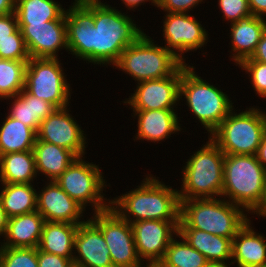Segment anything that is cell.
Here are the masks:
<instances>
[{"instance_id":"obj_45","label":"cell","mask_w":266,"mask_h":267,"mask_svg":"<svg viewBox=\"0 0 266 267\" xmlns=\"http://www.w3.org/2000/svg\"><path fill=\"white\" fill-rule=\"evenodd\" d=\"M104 0L101 2V0H74L73 3H71V6L76 7H89V6H97V5H106L108 3H103Z\"/></svg>"},{"instance_id":"obj_9","label":"cell","mask_w":266,"mask_h":267,"mask_svg":"<svg viewBox=\"0 0 266 267\" xmlns=\"http://www.w3.org/2000/svg\"><path fill=\"white\" fill-rule=\"evenodd\" d=\"M84 159L85 156L77 157L55 182L85 210L92 205L94 213L104 211L110 208V198H104L103 191L111 185L104 179L99 164Z\"/></svg>"},{"instance_id":"obj_40","label":"cell","mask_w":266,"mask_h":267,"mask_svg":"<svg viewBox=\"0 0 266 267\" xmlns=\"http://www.w3.org/2000/svg\"><path fill=\"white\" fill-rule=\"evenodd\" d=\"M243 61H259L266 64V31L262 34L253 55Z\"/></svg>"},{"instance_id":"obj_19","label":"cell","mask_w":266,"mask_h":267,"mask_svg":"<svg viewBox=\"0 0 266 267\" xmlns=\"http://www.w3.org/2000/svg\"><path fill=\"white\" fill-rule=\"evenodd\" d=\"M177 109H154V110H133L135 119L137 118L136 140L150 141L157 144L172 137L182 130L179 123Z\"/></svg>"},{"instance_id":"obj_41","label":"cell","mask_w":266,"mask_h":267,"mask_svg":"<svg viewBox=\"0 0 266 267\" xmlns=\"http://www.w3.org/2000/svg\"><path fill=\"white\" fill-rule=\"evenodd\" d=\"M249 8L252 16L266 17V0H249Z\"/></svg>"},{"instance_id":"obj_7","label":"cell","mask_w":266,"mask_h":267,"mask_svg":"<svg viewBox=\"0 0 266 267\" xmlns=\"http://www.w3.org/2000/svg\"><path fill=\"white\" fill-rule=\"evenodd\" d=\"M155 43L144 33L121 53L113 68L128 74L136 83L173 75L184 62L164 46Z\"/></svg>"},{"instance_id":"obj_15","label":"cell","mask_w":266,"mask_h":267,"mask_svg":"<svg viewBox=\"0 0 266 267\" xmlns=\"http://www.w3.org/2000/svg\"><path fill=\"white\" fill-rule=\"evenodd\" d=\"M67 108L56 109L41 122L37 140L64 147L77 157H83L88 143L86 134L74 116L70 114V108Z\"/></svg>"},{"instance_id":"obj_23","label":"cell","mask_w":266,"mask_h":267,"mask_svg":"<svg viewBox=\"0 0 266 267\" xmlns=\"http://www.w3.org/2000/svg\"><path fill=\"white\" fill-rule=\"evenodd\" d=\"M33 152L37 175L47 181H55L77 158L72 151L41 140H36Z\"/></svg>"},{"instance_id":"obj_29","label":"cell","mask_w":266,"mask_h":267,"mask_svg":"<svg viewBox=\"0 0 266 267\" xmlns=\"http://www.w3.org/2000/svg\"><path fill=\"white\" fill-rule=\"evenodd\" d=\"M0 127V155L33 150L37 132L21 121L5 115Z\"/></svg>"},{"instance_id":"obj_12","label":"cell","mask_w":266,"mask_h":267,"mask_svg":"<svg viewBox=\"0 0 266 267\" xmlns=\"http://www.w3.org/2000/svg\"><path fill=\"white\" fill-rule=\"evenodd\" d=\"M165 14L162 20L163 27L161 26L165 41L164 47L186 64L183 54L207 46L209 34L194 15L179 12Z\"/></svg>"},{"instance_id":"obj_35","label":"cell","mask_w":266,"mask_h":267,"mask_svg":"<svg viewBox=\"0 0 266 267\" xmlns=\"http://www.w3.org/2000/svg\"><path fill=\"white\" fill-rule=\"evenodd\" d=\"M238 67L249 75L256 95L266 99V64L259 61H242Z\"/></svg>"},{"instance_id":"obj_28","label":"cell","mask_w":266,"mask_h":267,"mask_svg":"<svg viewBox=\"0 0 266 267\" xmlns=\"http://www.w3.org/2000/svg\"><path fill=\"white\" fill-rule=\"evenodd\" d=\"M1 186L0 202L8 219L37 210L38 189L33 184L1 183Z\"/></svg>"},{"instance_id":"obj_30","label":"cell","mask_w":266,"mask_h":267,"mask_svg":"<svg viewBox=\"0 0 266 267\" xmlns=\"http://www.w3.org/2000/svg\"><path fill=\"white\" fill-rule=\"evenodd\" d=\"M65 8L54 0H16L15 14L18 24H44L65 20Z\"/></svg>"},{"instance_id":"obj_33","label":"cell","mask_w":266,"mask_h":267,"mask_svg":"<svg viewBox=\"0 0 266 267\" xmlns=\"http://www.w3.org/2000/svg\"><path fill=\"white\" fill-rule=\"evenodd\" d=\"M0 267H38L37 248L0 247Z\"/></svg>"},{"instance_id":"obj_27","label":"cell","mask_w":266,"mask_h":267,"mask_svg":"<svg viewBox=\"0 0 266 267\" xmlns=\"http://www.w3.org/2000/svg\"><path fill=\"white\" fill-rule=\"evenodd\" d=\"M33 150L0 155V182L33 184L37 179Z\"/></svg>"},{"instance_id":"obj_6","label":"cell","mask_w":266,"mask_h":267,"mask_svg":"<svg viewBox=\"0 0 266 267\" xmlns=\"http://www.w3.org/2000/svg\"><path fill=\"white\" fill-rule=\"evenodd\" d=\"M265 179L256 155L225 154L221 197L252 214L261 203Z\"/></svg>"},{"instance_id":"obj_13","label":"cell","mask_w":266,"mask_h":267,"mask_svg":"<svg viewBox=\"0 0 266 267\" xmlns=\"http://www.w3.org/2000/svg\"><path fill=\"white\" fill-rule=\"evenodd\" d=\"M178 226L179 222L164 220L131 223L136 252L141 262L158 264L171 241L178 235Z\"/></svg>"},{"instance_id":"obj_25","label":"cell","mask_w":266,"mask_h":267,"mask_svg":"<svg viewBox=\"0 0 266 267\" xmlns=\"http://www.w3.org/2000/svg\"><path fill=\"white\" fill-rule=\"evenodd\" d=\"M13 101L9 106L8 115L24 123L38 132L41 122L57 108L41 98H37L24 89L18 94L5 100Z\"/></svg>"},{"instance_id":"obj_20","label":"cell","mask_w":266,"mask_h":267,"mask_svg":"<svg viewBox=\"0 0 266 267\" xmlns=\"http://www.w3.org/2000/svg\"><path fill=\"white\" fill-rule=\"evenodd\" d=\"M251 219L238 231L232 239L233 266L237 267H266V237L257 233Z\"/></svg>"},{"instance_id":"obj_18","label":"cell","mask_w":266,"mask_h":267,"mask_svg":"<svg viewBox=\"0 0 266 267\" xmlns=\"http://www.w3.org/2000/svg\"><path fill=\"white\" fill-rule=\"evenodd\" d=\"M73 263L78 267H114L101 230L89 218L78 225Z\"/></svg>"},{"instance_id":"obj_10","label":"cell","mask_w":266,"mask_h":267,"mask_svg":"<svg viewBox=\"0 0 266 267\" xmlns=\"http://www.w3.org/2000/svg\"><path fill=\"white\" fill-rule=\"evenodd\" d=\"M60 58H30L27 62L24 90L54 105L70 106L72 89ZM62 64V65H61Z\"/></svg>"},{"instance_id":"obj_22","label":"cell","mask_w":266,"mask_h":267,"mask_svg":"<svg viewBox=\"0 0 266 267\" xmlns=\"http://www.w3.org/2000/svg\"><path fill=\"white\" fill-rule=\"evenodd\" d=\"M45 219L36 210L9 218L0 247L37 248Z\"/></svg>"},{"instance_id":"obj_34","label":"cell","mask_w":266,"mask_h":267,"mask_svg":"<svg viewBox=\"0 0 266 267\" xmlns=\"http://www.w3.org/2000/svg\"><path fill=\"white\" fill-rule=\"evenodd\" d=\"M0 58L18 61H29L31 58L19 28L12 34V38L0 40Z\"/></svg>"},{"instance_id":"obj_37","label":"cell","mask_w":266,"mask_h":267,"mask_svg":"<svg viewBox=\"0 0 266 267\" xmlns=\"http://www.w3.org/2000/svg\"><path fill=\"white\" fill-rule=\"evenodd\" d=\"M202 2L204 3L203 0H159L157 8L165 13H190Z\"/></svg>"},{"instance_id":"obj_5","label":"cell","mask_w":266,"mask_h":267,"mask_svg":"<svg viewBox=\"0 0 266 267\" xmlns=\"http://www.w3.org/2000/svg\"><path fill=\"white\" fill-rule=\"evenodd\" d=\"M225 154L208 136V141L184 163L180 176V200L218 198L222 195Z\"/></svg>"},{"instance_id":"obj_49","label":"cell","mask_w":266,"mask_h":267,"mask_svg":"<svg viewBox=\"0 0 266 267\" xmlns=\"http://www.w3.org/2000/svg\"><path fill=\"white\" fill-rule=\"evenodd\" d=\"M141 267H160L158 264H144Z\"/></svg>"},{"instance_id":"obj_31","label":"cell","mask_w":266,"mask_h":267,"mask_svg":"<svg viewBox=\"0 0 266 267\" xmlns=\"http://www.w3.org/2000/svg\"><path fill=\"white\" fill-rule=\"evenodd\" d=\"M208 264L205 256L190 246L180 235L171 241L163 259L158 263L160 267H206Z\"/></svg>"},{"instance_id":"obj_16","label":"cell","mask_w":266,"mask_h":267,"mask_svg":"<svg viewBox=\"0 0 266 267\" xmlns=\"http://www.w3.org/2000/svg\"><path fill=\"white\" fill-rule=\"evenodd\" d=\"M18 26L31 58H58L62 48L68 52L65 20Z\"/></svg>"},{"instance_id":"obj_26","label":"cell","mask_w":266,"mask_h":267,"mask_svg":"<svg viewBox=\"0 0 266 267\" xmlns=\"http://www.w3.org/2000/svg\"><path fill=\"white\" fill-rule=\"evenodd\" d=\"M77 224L45 221L37 249L73 259Z\"/></svg>"},{"instance_id":"obj_48","label":"cell","mask_w":266,"mask_h":267,"mask_svg":"<svg viewBox=\"0 0 266 267\" xmlns=\"http://www.w3.org/2000/svg\"><path fill=\"white\" fill-rule=\"evenodd\" d=\"M231 263H209L206 267H230Z\"/></svg>"},{"instance_id":"obj_14","label":"cell","mask_w":266,"mask_h":267,"mask_svg":"<svg viewBox=\"0 0 266 267\" xmlns=\"http://www.w3.org/2000/svg\"><path fill=\"white\" fill-rule=\"evenodd\" d=\"M181 76L182 66L169 77L139 82L123 103L132 110L174 109L180 102Z\"/></svg>"},{"instance_id":"obj_42","label":"cell","mask_w":266,"mask_h":267,"mask_svg":"<svg viewBox=\"0 0 266 267\" xmlns=\"http://www.w3.org/2000/svg\"><path fill=\"white\" fill-rule=\"evenodd\" d=\"M122 1L121 4H125V7L127 8V11L128 10H133L135 11L137 9V7L141 6L142 3L143 5L146 4V2L149 1V4L151 3L152 6H158V3H159V0H120ZM135 9V10H134Z\"/></svg>"},{"instance_id":"obj_39","label":"cell","mask_w":266,"mask_h":267,"mask_svg":"<svg viewBox=\"0 0 266 267\" xmlns=\"http://www.w3.org/2000/svg\"><path fill=\"white\" fill-rule=\"evenodd\" d=\"M19 28L15 12L0 15V40L12 38V34Z\"/></svg>"},{"instance_id":"obj_4","label":"cell","mask_w":266,"mask_h":267,"mask_svg":"<svg viewBox=\"0 0 266 267\" xmlns=\"http://www.w3.org/2000/svg\"><path fill=\"white\" fill-rule=\"evenodd\" d=\"M195 69L189 63L182 65L179 99H185L191 115L205 127L210 136L234 109V103L226 92L198 76Z\"/></svg>"},{"instance_id":"obj_36","label":"cell","mask_w":266,"mask_h":267,"mask_svg":"<svg viewBox=\"0 0 266 267\" xmlns=\"http://www.w3.org/2000/svg\"><path fill=\"white\" fill-rule=\"evenodd\" d=\"M222 17L227 22L233 23L252 16L249 8V0H218Z\"/></svg>"},{"instance_id":"obj_38","label":"cell","mask_w":266,"mask_h":267,"mask_svg":"<svg viewBox=\"0 0 266 267\" xmlns=\"http://www.w3.org/2000/svg\"><path fill=\"white\" fill-rule=\"evenodd\" d=\"M38 267H73V259L64 258L37 249Z\"/></svg>"},{"instance_id":"obj_1","label":"cell","mask_w":266,"mask_h":267,"mask_svg":"<svg viewBox=\"0 0 266 267\" xmlns=\"http://www.w3.org/2000/svg\"><path fill=\"white\" fill-rule=\"evenodd\" d=\"M68 8V54L88 64L114 65L121 53L145 33L128 12L110 4Z\"/></svg>"},{"instance_id":"obj_32","label":"cell","mask_w":266,"mask_h":267,"mask_svg":"<svg viewBox=\"0 0 266 267\" xmlns=\"http://www.w3.org/2000/svg\"><path fill=\"white\" fill-rule=\"evenodd\" d=\"M28 61L0 58V99L18 95L23 89Z\"/></svg>"},{"instance_id":"obj_21","label":"cell","mask_w":266,"mask_h":267,"mask_svg":"<svg viewBox=\"0 0 266 267\" xmlns=\"http://www.w3.org/2000/svg\"><path fill=\"white\" fill-rule=\"evenodd\" d=\"M229 26L230 53L232 54L229 57L237 66L243 60L250 58L255 52L262 34L266 31V19L251 16L244 20L230 23Z\"/></svg>"},{"instance_id":"obj_11","label":"cell","mask_w":266,"mask_h":267,"mask_svg":"<svg viewBox=\"0 0 266 267\" xmlns=\"http://www.w3.org/2000/svg\"><path fill=\"white\" fill-rule=\"evenodd\" d=\"M102 232L110 250L114 267H141L131 224L121 218L111 207L93 213L89 218Z\"/></svg>"},{"instance_id":"obj_47","label":"cell","mask_w":266,"mask_h":267,"mask_svg":"<svg viewBox=\"0 0 266 267\" xmlns=\"http://www.w3.org/2000/svg\"><path fill=\"white\" fill-rule=\"evenodd\" d=\"M7 221H8V217L6 216L5 211L2 208V205L0 202V236L2 237L4 236L6 228H7Z\"/></svg>"},{"instance_id":"obj_17","label":"cell","mask_w":266,"mask_h":267,"mask_svg":"<svg viewBox=\"0 0 266 267\" xmlns=\"http://www.w3.org/2000/svg\"><path fill=\"white\" fill-rule=\"evenodd\" d=\"M45 184L37 192V211L45 221L77 225L85 222V209L80 204L55 181H45Z\"/></svg>"},{"instance_id":"obj_43","label":"cell","mask_w":266,"mask_h":267,"mask_svg":"<svg viewBox=\"0 0 266 267\" xmlns=\"http://www.w3.org/2000/svg\"><path fill=\"white\" fill-rule=\"evenodd\" d=\"M256 156L258 161L262 164L263 168L266 170V133L262 138Z\"/></svg>"},{"instance_id":"obj_24","label":"cell","mask_w":266,"mask_h":267,"mask_svg":"<svg viewBox=\"0 0 266 267\" xmlns=\"http://www.w3.org/2000/svg\"><path fill=\"white\" fill-rule=\"evenodd\" d=\"M190 246L205 256L209 263H231L232 240L197 229H178Z\"/></svg>"},{"instance_id":"obj_8","label":"cell","mask_w":266,"mask_h":267,"mask_svg":"<svg viewBox=\"0 0 266 267\" xmlns=\"http://www.w3.org/2000/svg\"><path fill=\"white\" fill-rule=\"evenodd\" d=\"M233 109L209 136L224 154L256 155L266 133V112L259 107Z\"/></svg>"},{"instance_id":"obj_3","label":"cell","mask_w":266,"mask_h":267,"mask_svg":"<svg viewBox=\"0 0 266 267\" xmlns=\"http://www.w3.org/2000/svg\"><path fill=\"white\" fill-rule=\"evenodd\" d=\"M180 201L178 229H197L232 240L250 218L223 197Z\"/></svg>"},{"instance_id":"obj_2","label":"cell","mask_w":266,"mask_h":267,"mask_svg":"<svg viewBox=\"0 0 266 267\" xmlns=\"http://www.w3.org/2000/svg\"><path fill=\"white\" fill-rule=\"evenodd\" d=\"M145 176L137 188L110 199V207L130 224L143 220L180 222L178 189L152 174Z\"/></svg>"},{"instance_id":"obj_46","label":"cell","mask_w":266,"mask_h":267,"mask_svg":"<svg viewBox=\"0 0 266 267\" xmlns=\"http://www.w3.org/2000/svg\"><path fill=\"white\" fill-rule=\"evenodd\" d=\"M256 214L258 217L266 218V179L264 186V194L261 200L259 207L252 213V215Z\"/></svg>"},{"instance_id":"obj_44","label":"cell","mask_w":266,"mask_h":267,"mask_svg":"<svg viewBox=\"0 0 266 267\" xmlns=\"http://www.w3.org/2000/svg\"><path fill=\"white\" fill-rule=\"evenodd\" d=\"M16 0H0V15L15 12Z\"/></svg>"}]
</instances>
